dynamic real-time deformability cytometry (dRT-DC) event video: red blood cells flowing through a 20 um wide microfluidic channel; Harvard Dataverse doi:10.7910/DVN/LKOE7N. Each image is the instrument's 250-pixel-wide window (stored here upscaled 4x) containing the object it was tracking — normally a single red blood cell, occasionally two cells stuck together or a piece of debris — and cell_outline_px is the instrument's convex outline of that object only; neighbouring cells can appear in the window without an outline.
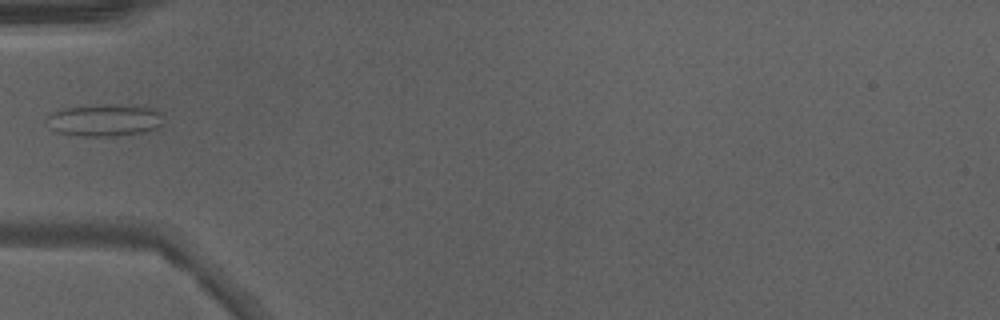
{"species": "Egyptian fruit bat (a non-hibernating species)", "species_latin": "Rousettus aegyptiacus", "temperature_condition": "warm", "stored_images_in_passage": 32, "camera_frame_rate_fps": 3000, "um_per_image_px": 0.085, "animal": {"sex": "male"}, "frame": {"image": 1, "passage_image": 1, "time_ms": 0.0, "image_size_px": [1000, 320], "cell_outline_px": [[160, 124], [156, 128], [140, 132], [108, 136], [84, 136], [56, 132], [44, 124], [44, 120], [52, 112], [64, 108], [108, 104], [132, 104], [156, 108], [160, 112]], "centroid_in_image_um": [8.83, 10.19], "position_along_channel_um": 76.2, "area_um2": 21.91}}
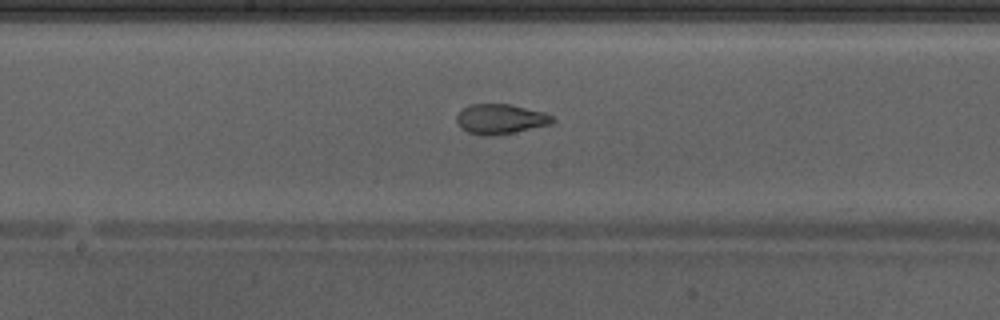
{"frame": {"image": 2, "passage_image": 10, "time_ms": 3.0, "image_size_px": [1000, 320], "cell_outline_px": [[556, 120], [552, 124], [516, 132], [488, 136], [480, 136], [468, 132], [460, 128], [456, 120], [456, 116], [468, 104], [508, 104], [544, 112], [552, 116]], "centroid_in_image_um": [42.54, 10.13], "position_along_channel_um": 205.7, "area_um2": 16.82}}